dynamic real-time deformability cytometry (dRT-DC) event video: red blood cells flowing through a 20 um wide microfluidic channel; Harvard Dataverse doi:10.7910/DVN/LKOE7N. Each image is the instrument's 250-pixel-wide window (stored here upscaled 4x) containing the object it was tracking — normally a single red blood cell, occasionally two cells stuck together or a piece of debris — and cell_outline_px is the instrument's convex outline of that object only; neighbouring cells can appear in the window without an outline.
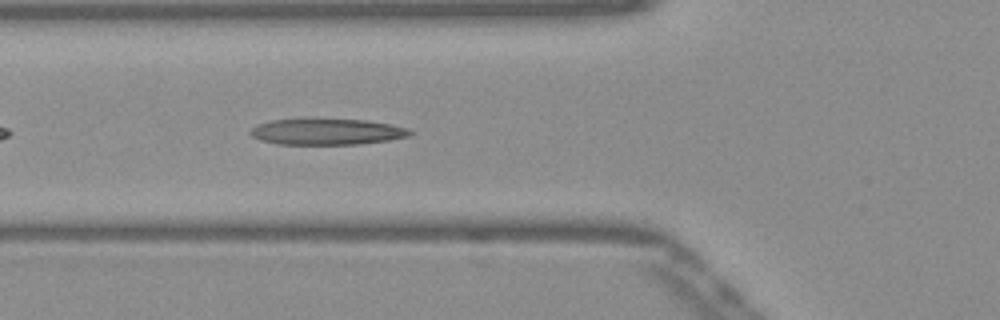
{"species": "Egyptian fruit bat (a non-hibernating species)", "species_latin": "Rousettus aegyptiacus", "temperature_condition": "warm", "stored_images_in_passage": 26, "camera_frame_rate_fps": 3000, "um_per_image_px": 0.085, "frame": {"image": 1, "passage_image": 7, "time_ms": 2.0, "image_size_px": [1000, 320], "cell_outline_px": [[412, 132], [408, 136], [388, 140], [360, 144], [276, 144], [260, 140], [252, 136], [248, 132], [252, 128], [260, 124], [272, 120], [304, 116], [316, 116], [368, 120], [392, 124], [408, 128]], "centroid_in_image_um": [27.75, 11.14], "position_along_channel_um": 98.1, "area_um2": 25.43}}
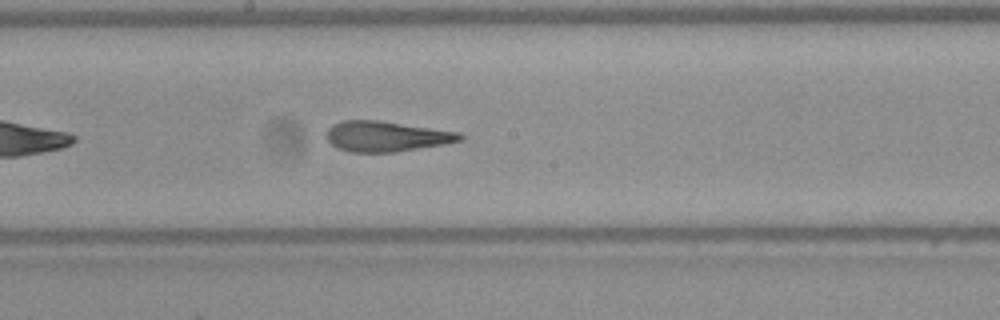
{"frame": {"image": 2, "passage_image": 16, "time_ms": 5.0, "image_size_px": [1000, 320], "cell_outline_px": [[464, 140], [444, 144], [396, 152], [348, 152], [332, 144], [328, 140], [328, 128], [332, 124], [340, 120], [380, 120], [460, 132], [464, 136]], "centroid_in_image_um": [32.87, 11.58], "position_along_channel_um": 215.3, "area_um2": 23.7}}
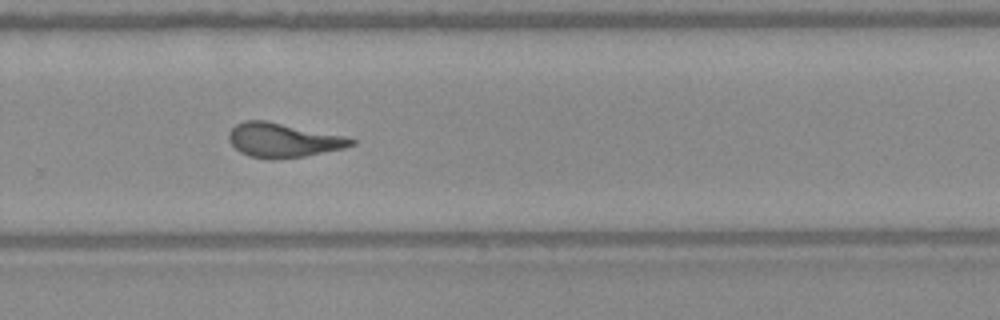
{"frame": {"image": 3, "passage_image": 23, "time_ms": 7.333, "image_size_px": [1000, 320], "cell_outline_px": [[356, 144], [344, 148], [304, 156], [272, 160], [248, 156], [240, 152], [228, 140], [228, 132], [236, 124], [244, 120], [264, 120], [344, 136], [356, 140]], "centroid_in_image_um": [24.03, 11.92], "position_along_channel_um": 305.8, "area_um2": 24.33}}